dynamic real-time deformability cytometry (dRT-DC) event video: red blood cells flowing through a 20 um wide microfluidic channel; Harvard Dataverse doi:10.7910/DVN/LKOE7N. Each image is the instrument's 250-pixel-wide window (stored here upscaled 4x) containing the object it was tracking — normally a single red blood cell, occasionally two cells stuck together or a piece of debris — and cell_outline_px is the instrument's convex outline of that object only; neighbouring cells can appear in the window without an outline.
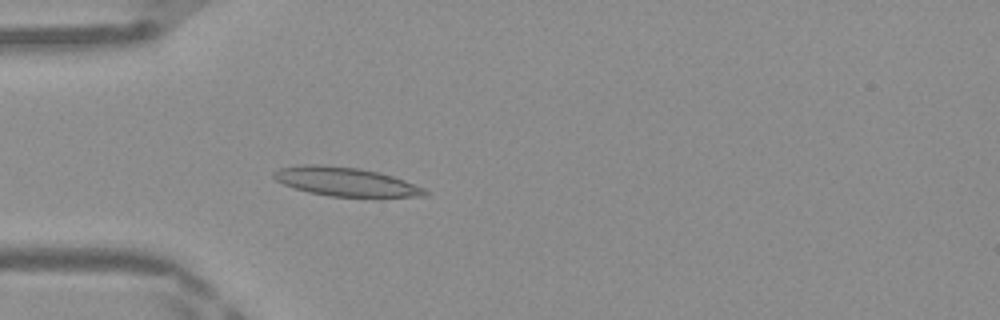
{"species": "Egyptian fruit bat (a non-hibernating species)", "species_latin": "Rousettus aegyptiacus", "temperature_condition": "warm", "stored_images_in_passage": 47, "camera_frame_rate_fps": 3000, "um_per_image_px": 0.085, "frame": {"image": 1, "passage_image": 13, "time_ms": 4.0, "image_size_px": [1000, 320], "cell_outline_px": [[432, 192], [428, 196], [328, 196], [308, 192], [284, 184], [276, 180], [272, 176], [272, 172], [280, 168], [304, 164], [320, 164], [360, 168], [380, 172], [404, 180], [424, 188]], "centroid_in_image_um": [29.38, 15.43], "position_along_channel_um": 55.6, "area_um2": 25.32}}
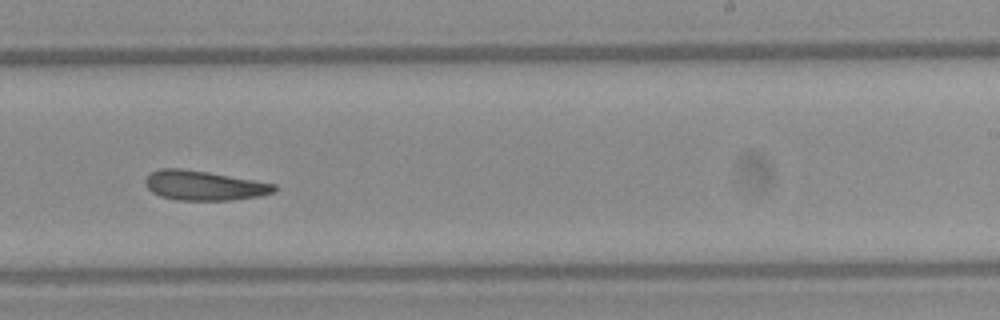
{"frame": {"image": 2, "passage_image": 29, "time_ms": 9.333, "image_size_px": [1000, 320], "cell_outline_px": [[276, 188], [272, 192], [260, 196], [232, 200], [176, 200], [160, 196], [152, 192], [144, 184], [144, 180], [152, 172], [160, 168], [180, 168], [208, 172], [276, 184]], "centroid_in_image_um": [17.3, 15.77], "position_along_channel_um": 271.7, "area_um2": 22.14}}
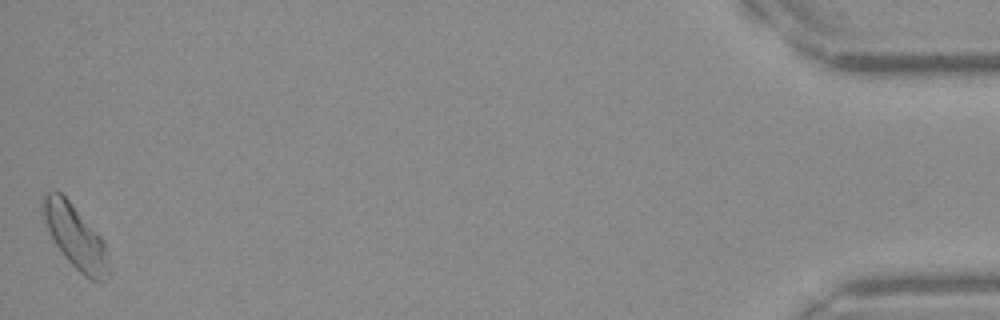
{"frame": {"image": 3, "passage_image": 47, "time_ms": 15.333, "image_size_px": [1000, 320], "cell_outline_px": [[108, 276], [100, 284], [84, 276], [64, 256], [56, 244], [48, 228], [44, 216], [44, 192], [52, 188], [56, 188], [68, 200], [104, 240], [108, 264]], "centroid_in_image_um": [6.42, 20.13], "position_along_channel_um": 428.8, "area_um2": 23.76}}